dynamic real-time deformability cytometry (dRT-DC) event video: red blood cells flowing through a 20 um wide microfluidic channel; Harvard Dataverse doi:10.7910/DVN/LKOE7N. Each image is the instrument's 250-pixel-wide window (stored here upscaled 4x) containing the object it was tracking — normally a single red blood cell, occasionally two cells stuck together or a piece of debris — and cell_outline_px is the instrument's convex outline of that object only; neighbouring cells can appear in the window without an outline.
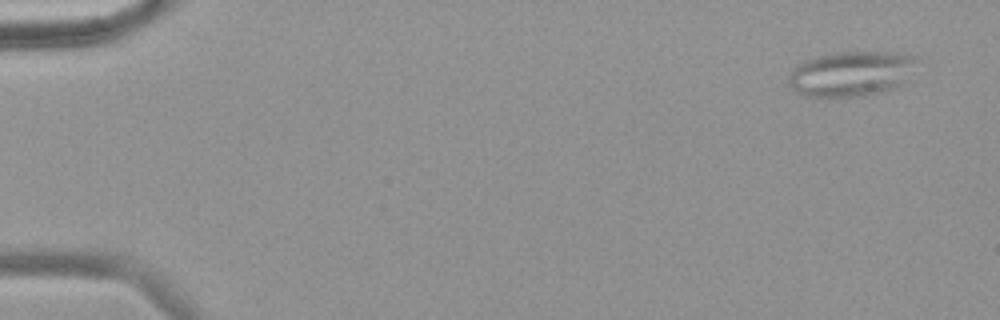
{"species": "common noctule bat (a hibernating species)", "species_latin": "Nyctalus noctula", "temperature_condition": "warm", "stored_images_in_passage": 57, "segment_of_instrument_passage": [1, 2], "camera_frame_rate_fps": 3000, "um_per_image_px": 0.085, "animal": {"sex": "female", "body_mass_g": 18.4}, "frame": {"image": 1, "passage_image": 2, "time_ms": 0.333, "image_size_px": [1000, 320], "cell_outline_px": [[920, 60], [908, 80], [904, 84], [896, 88], [884, 92], [864, 96], [808, 96], [792, 88], [788, 84], [788, 76], [792, 68], [796, 64], [804, 60], [816, 56], [836, 52], [896, 52], [920, 56]], "centroid_in_image_um": [72.44, 6.24], "position_along_channel_um": 12.6, "area_um2": 34.45}}